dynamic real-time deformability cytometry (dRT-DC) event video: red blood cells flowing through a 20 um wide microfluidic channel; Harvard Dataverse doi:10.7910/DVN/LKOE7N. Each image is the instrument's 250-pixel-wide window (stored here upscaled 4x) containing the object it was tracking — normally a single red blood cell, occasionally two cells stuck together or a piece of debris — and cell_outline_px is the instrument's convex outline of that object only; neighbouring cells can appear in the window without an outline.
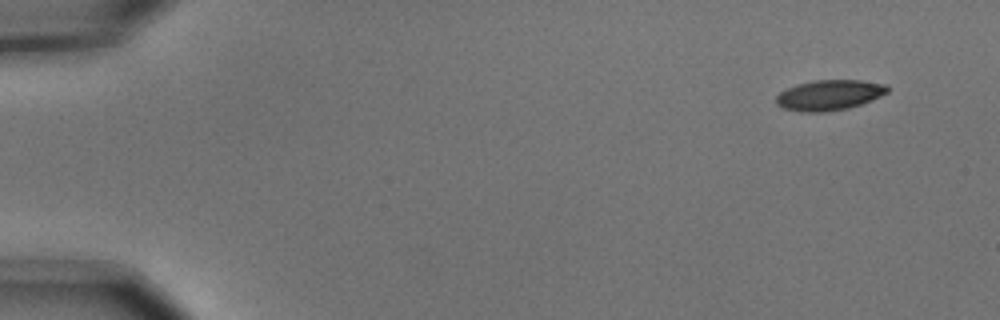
{"species": "common noctule bat (a hibernating species)", "species_latin": "Nyctalus noctula", "temperature_condition": "cold", "stored_images_in_passage": 2, "camera_frame_rate_fps": 3000, "um_per_image_px": 0.085, "animal": {"sex": "male", "body_mass_g": 15.6}, "frame": {"image": 1, "passage_image": 2, "time_ms": 0.333, "image_size_px": [1000, 320], "cell_outline_px": [[888, 92], [872, 100], [848, 108], [824, 112], [800, 112], [784, 108], [776, 104], [776, 96], [780, 92], [796, 84], [812, 80], [860, 80], [888, 84]], "centroid_in_image_um": [70.49, 8.07], "position_along_channel_um": 14.5, "area_um2": 19.77}}